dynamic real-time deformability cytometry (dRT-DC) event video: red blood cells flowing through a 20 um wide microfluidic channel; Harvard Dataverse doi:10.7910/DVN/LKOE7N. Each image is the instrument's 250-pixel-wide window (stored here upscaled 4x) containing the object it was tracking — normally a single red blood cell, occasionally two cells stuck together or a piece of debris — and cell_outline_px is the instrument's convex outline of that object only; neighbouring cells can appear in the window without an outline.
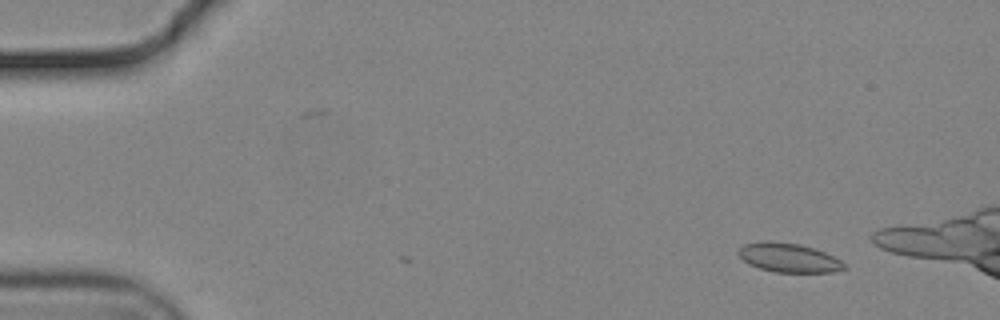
{"species": "common noctule bat (a hibernating species)", "species_latin": "Nyctalus noctula", "temperature_condition": "cold", "stored_images_in_passage": 17, "camera_frame_rate_fps": 3000, "um_per_image_px": 0.085, "animal": {"sex": "male", "body_mass_g": 19.2, "forearm_length_mm": 51.8}, "frame": {"image": 1, "passage_image": 1, "time_ms": 0.0, "image_size_px": [1000, 320], "cell_outline_px": [[848, 268], [832, 272], [776, 272], [760, 268], [748, 264], [736, 252], [744, 244], [764, 240], [768, 240], [800, 244], [824, 252], [840, 260]], "centroid_in_image_um": [67.01, 21.9], "position_along_channel_um": 18.0, "area_um2": 17.86}}
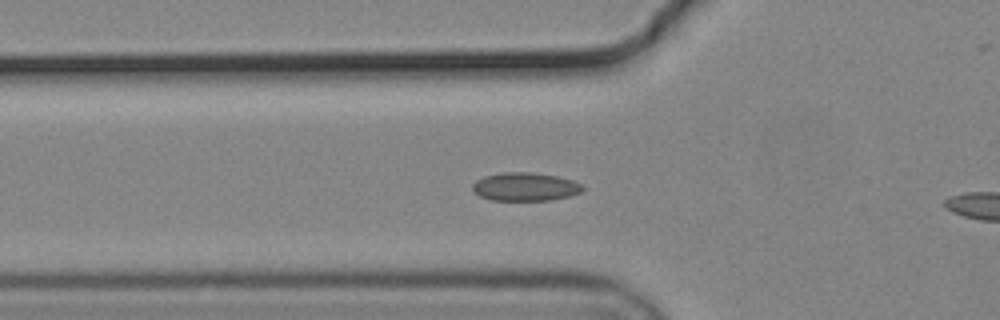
{"frame": {"image": 2, "passage_image": 15, "time_ms": 4.667, "image_size_px": [1000, 320], "cell_outline_px": [[584, 188], [580, 192], [568, 196], [552, 200], [492, 200], [480, 196], [472, 188], [472, 184], [476, 180], [484, 176], [504, 172], [532, 172], [556, 176], [572, 180], [580, 184]], "centroid_in_image_um": [44.62, 15.87], "position_along_channel_um": 81.2, "area_um2": 18.03}}